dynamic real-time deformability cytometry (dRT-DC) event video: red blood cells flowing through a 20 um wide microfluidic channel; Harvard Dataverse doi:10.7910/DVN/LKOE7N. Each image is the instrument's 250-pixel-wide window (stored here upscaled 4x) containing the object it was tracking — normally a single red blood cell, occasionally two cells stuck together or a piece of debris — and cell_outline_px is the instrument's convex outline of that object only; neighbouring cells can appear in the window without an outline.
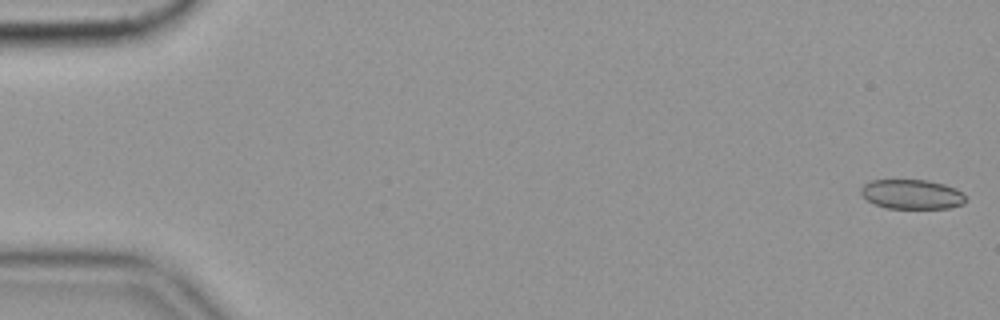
{"species": "common noctule bat (a hibernating species)", "species_latin": "Nyctalus noctula", "temperature_condition": "cold", "stored_images_in_passage": 57, "camera_frame_rate_fps": 3000, "um_per_image_px": 0.085, "animal": {"sex": "female", "body_mass_g": 19.9}, "frame": {"image": 1, "passage_image": 1, "time_ms": 0.0, "image_size_px": [1000, 320], "cell_outline_px": [[964, 204], [948, 208], [888, 208], [876, 204], [868, 200], [860, 192], [860, 188], [864, 184], [872, 180], [928, 180], [944, 184], [956, 188], [964, 196]], "centroid_in_image_um": [77.5, 16.5], "position_along_channel_um": 7.5, "area_um2": 17.86}}
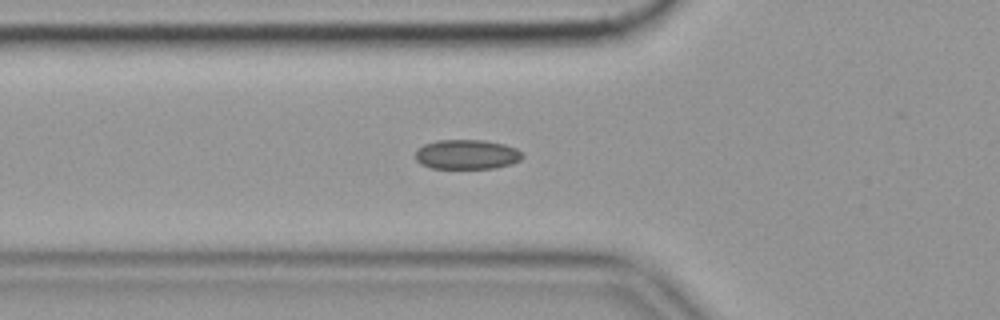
{"frame": {"image": 2, "passage_image": 20, "time_ms": 6.333, "image_size_px": [1000, 320], "cell_outline_px": [[524, 156], [520, 160], [512, 164], [496, 168], [432, 168], [420, 164], [416, 160], [416, 148], [424, 144], [436, 140], [484, 140], [504, 144], [516, 148]], "centroid_in_image_um": [39.67, 13.12], "position_along_channel_um": 86.1, "area_um2": 18.61}}
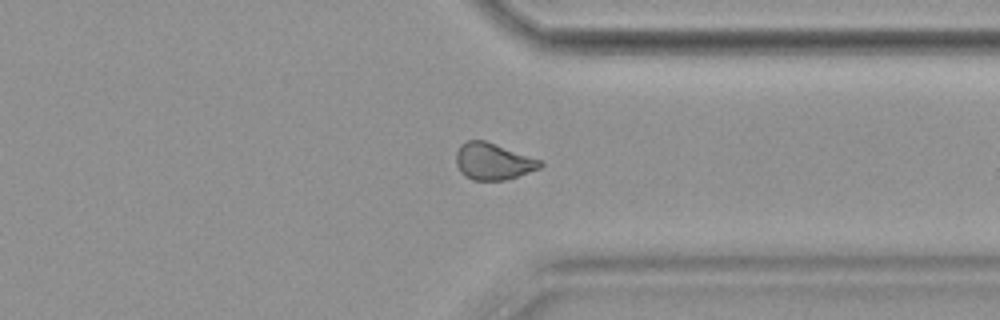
{"frame": {"image": 3, "passage_image": 44, "time_ms": 14.333, "image_size_px": [1000, 320], "cell_outline_px": [[544, 164], [540, 168], [504, 180], [472, 180], [464, 176], [460, 172], [456, 164], [456, 152], [460, 144], [468, 140], [484, 140], [540, 160]], "centroid_in_image_um": [41.86, 13.72], "position_along_channel_um": 369.5, "area_um2": 17.8}, "authors_computed_cell_mechanics": {"area_um2": 18.5538, "velocity_mm_per_s": 3.5378, "shape_relaxation_time_tau1_ms": null, "shape_relaxation_time_tau2_ms": 2.5065, "deformation_change_tau1": null, "deformation_change_tau2": 0.0718}}